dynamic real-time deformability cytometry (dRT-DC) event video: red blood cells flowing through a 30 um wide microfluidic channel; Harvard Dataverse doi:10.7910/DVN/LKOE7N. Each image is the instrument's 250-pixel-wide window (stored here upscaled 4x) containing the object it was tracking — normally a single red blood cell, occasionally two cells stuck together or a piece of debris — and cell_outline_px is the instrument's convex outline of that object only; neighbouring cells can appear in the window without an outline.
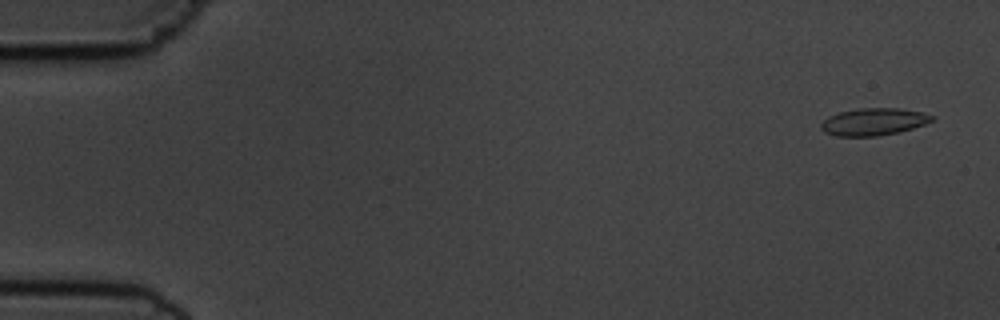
{"species": "common noctule bat (a hibernating species)", "species_latin": "Nyctalus noctula", "temperature_condition": "cold", "stored_images_in_passage": 56, "camera_frame_rate_fps": 3000, "um_per_image_px": 0.085, "animal": {"sex": "male", "body_mass_g": 19.5, "forearm_length_mm": 54.6}, "frame": {"image": 1, "passage_image": 3, "time_ms": 0.667, "image_size_px": [1000, 320], "cell_outline_px": [[936, 116], [932, 120], [924, 124], [900, 132], [876, 136], [836, 136], [824, 132], [820, 128], [820, 124], [828, 116], [840, 112], [856, 108], [900, 108], [920, 112]], "centroid_in_image_um": [74.23, 10.35], "position_along_channel_um": 10.8, "area_um2": 17.63}}
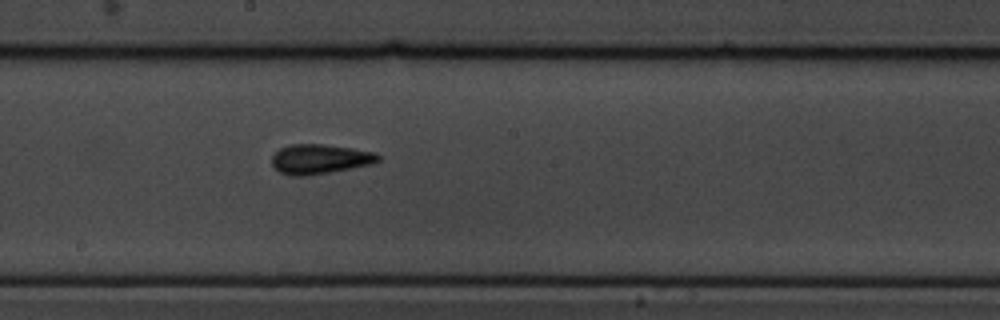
{"frame": {"image": 2, "passage_image": 31, "time_ms": 10.0, "image_size_px": [1000, 320], "cell_outline_px": [[380, 160], [372, 164], [352, 168], [304, 176], [292, 176], [280, 172], [272, 164], [272, 156], [280, 148], [292, 144], [324, 144], [352, 148], [376, 152], [380, 156]], "centroid_in_image_um": [27.21, 13.51], "position_along_channel_um": 221.0, "area_um2": 18.32}}
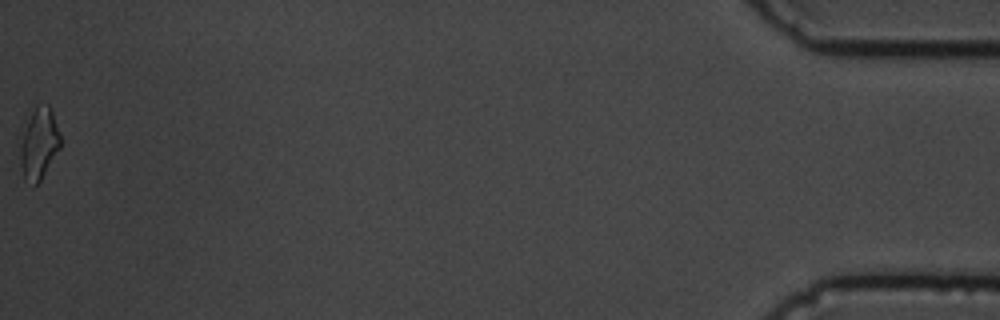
{"frame": {"image": 3, "passage_image": 56, "time_ms": 18.333, "image_size_px": [1000, 320], "cell_outline_px": [[60, 148], [40, 180], [32, 188], [24, 180], [20, 164], [20, 144], [24, 132], [32, 112], [36, 104], [48, 104], [52, 112], [60, 136]], "centroid_in_image_um": [3.3, 12.26], "position_along_channel_um": 431.9, "area_um2": 16.47}, "authors_computed_cell_mechanics": {"area_um2": 17.0799, "velocity_mm_per_s": 3.6608, "shape_relaxation_time_tau1_ms": 3.7934, "shape_relaxation_time_tau2_ms": 4.3819, "deformation_change_tau1": 0.0978, "deformation_change_tau2": 0.133}}